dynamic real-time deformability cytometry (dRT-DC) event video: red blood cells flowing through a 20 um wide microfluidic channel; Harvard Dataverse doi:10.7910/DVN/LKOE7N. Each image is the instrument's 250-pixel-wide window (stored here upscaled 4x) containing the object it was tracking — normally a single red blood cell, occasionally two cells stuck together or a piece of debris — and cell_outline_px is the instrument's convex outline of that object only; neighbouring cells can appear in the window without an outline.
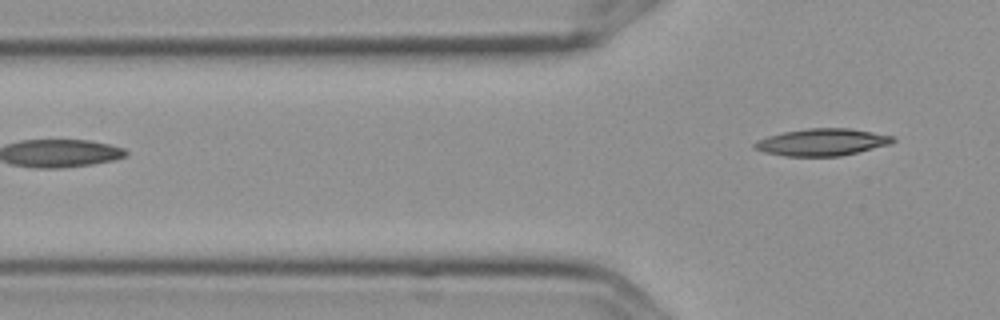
{"species": "Egyptian fruit bat (a non-hibernating species)", "species_latin": "Rousettus aegyptiacus", "temperature_condition": "cold", "stored_images_in_passage": 2, "camera_frame_rate_fps": 3000, "um_per_image_px": 0.085, "frame": {"image": 1, "passage_image": 2, "time_ms": 0.333, "image_size_px": [1000, 320], "cell_outline_px": [[896, 140], [888, 144], [840, 156], [784, 156], [764, 152], [752, 148], [752, 144], [756, 140], [768, 136], [784, 132], [808, 128], [848, 128], [872, 132], [892, 136]], "centroid_in_image_um": [69.79, 12.08], "position_along_channel_um": 56.0, "area_um2": 21.62}}